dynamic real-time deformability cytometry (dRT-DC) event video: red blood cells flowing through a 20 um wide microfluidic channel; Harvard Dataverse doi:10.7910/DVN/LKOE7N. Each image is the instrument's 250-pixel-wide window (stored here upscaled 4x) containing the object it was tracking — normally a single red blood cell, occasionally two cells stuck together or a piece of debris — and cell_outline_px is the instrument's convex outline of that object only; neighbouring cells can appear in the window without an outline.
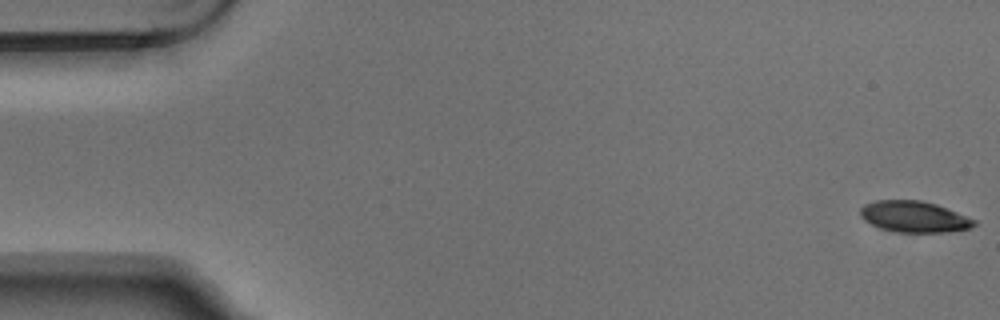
{"species": "Egyptian fruit bat (a non-hibernating species)", "species_latin": "Rousettus aegyptiacus", "temperature_condition": "warm", "stored_images_in_passage": 5, "camera_frame_rate_fps": 3000, "um_per_image_px": 0.085, "animal": {"sex": "male"}, "frame": {"image": 1, "passage_image": 1, "time_ms": 0.0, "image_size_px": [1000, 320], "cell_outline_px": [[976, 224], [972, 228], [948, 232], [892, 232], [880, 228], [864, 220], [860, 216], [860, 208], [864, 204], [876, 200], [920, 200], [936, 204], [976, 220]], "centroid_in_image_um": [77.68, 18.42], "position_along_channel_um": 7.3, "area_um2": 20.75}}
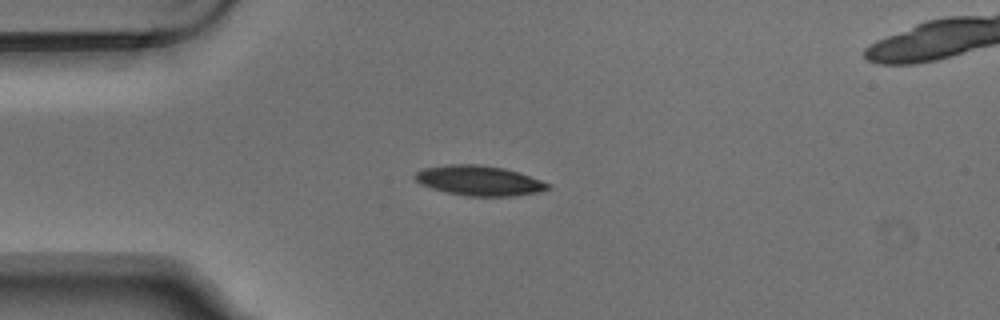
{"frame": {"image": 2, "passage_image": 4, "time_ms": 1.0, "image_size_px": [1000, 320], "cell_outline_px": [[552, 188], [540, 192], [512, 196], [468, 196], [448, 192], [432, 188], [420, 184], [412, 176], [416, 172], [424, 168], [448, 164], [480, 164], [504, 168], [552, 184]], "centroid_in_image_um": [40.73, 15.35], "position_along_channel_um": 44.3, "area_um2": 23.18}}
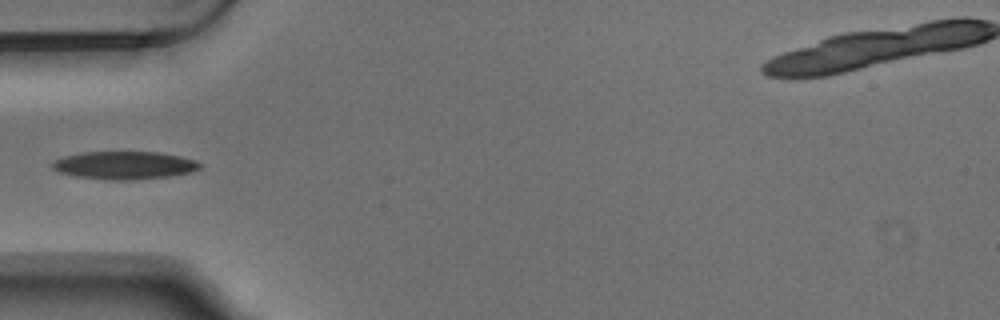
{"frame": {"image": 3, "passage_image": 5, "time_ms": 1.333, "image_size_px": [1000, 320], "cell_outline_px": [[200, 168], [192, 172], [168, 176], [132, 180], [108, 180], [76, 176], [60, 172], [52, 168], [52, 160], [64, 156], [80, 152], [160, 152], [180, 156], [196, 160], [200, 164]], "centroid_in_image_um": [10.56, 14.04], "position_along_channel_um": 74.4, "area_um2": 24.04}}